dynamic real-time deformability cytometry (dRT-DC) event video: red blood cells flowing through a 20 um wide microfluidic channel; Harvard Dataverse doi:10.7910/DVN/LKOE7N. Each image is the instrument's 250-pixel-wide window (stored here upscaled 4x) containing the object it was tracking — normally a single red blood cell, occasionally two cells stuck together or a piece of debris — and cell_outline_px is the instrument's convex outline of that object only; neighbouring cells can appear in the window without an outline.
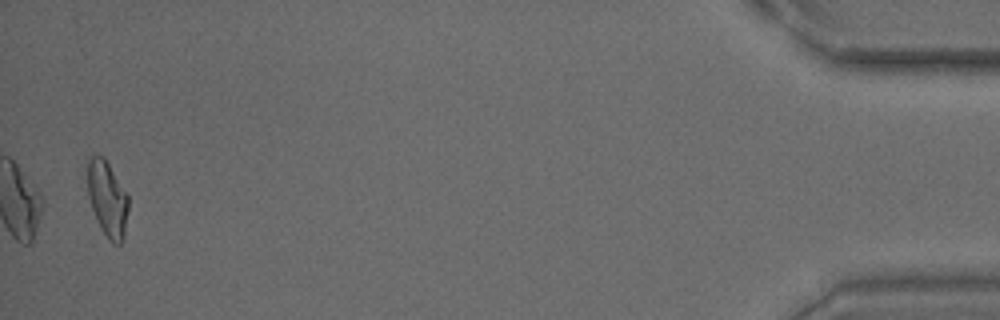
{"species": "common noctule bat (a hibernating species)", "species_latin": "Nyctalus noctula", "temperature_condition": "warm", "stored_images_in_passage": 38, "camera_frame_rate_fps": 3000, "um_per_image_px": 0.085, "animal": {"sex": "male", "body_mass_g": 15.6}, "frame": {"image": 1, "passage_image": 38, "time_ms": 12.333, "image_size_px": [1000, 320], "cell_outline_px": [[128, 212], [124, 236], [120, 244], [112, 244], [108, 240], [100, 228], [96, 220], [88, 196], [88, 156], [96, 152], [104, 156], [128, 196]], "centroid_in_image_um": [9.11, 16.88], "position_along_channel_um": 426.1, "area_um2": 18.21}, "authors_computed_cell_mechanics": {"area_um2": 17.8891, "velocity_mm_per_s": 3.8372, "shape_relaxation_time_tau1_ms": 6.0186, "shape_relaxation_time_tau2_ms": 1.9737, "deformation_change_tau1": 0.2194, "deformation_change_tau2": 0.0808}}